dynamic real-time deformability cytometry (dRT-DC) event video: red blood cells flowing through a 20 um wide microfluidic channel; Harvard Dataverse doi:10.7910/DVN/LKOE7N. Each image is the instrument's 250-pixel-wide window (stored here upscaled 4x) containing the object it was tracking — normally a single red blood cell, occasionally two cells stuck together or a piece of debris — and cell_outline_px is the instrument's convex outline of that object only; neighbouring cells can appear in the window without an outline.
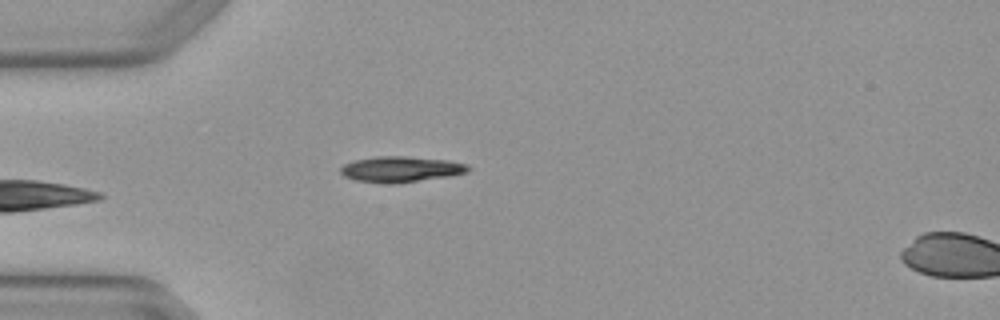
{"species": "Egyptian fruit bat (a non-hibernating species)", "species_latin": "Rousettus aegyptiacus", "temperature_condition": "warm", "stored_images_in_passage": 2, "camera_frame_rate_fps": 3000, "um_per_image_px": 0.085, "animal": {"sex": "female"}, "frame": {"image": 1, "passage_image": 2, "time_ms": 0.333, "image_size_px": [1000, 320], "cell_outline_px": [[472, 168], [468, 172], [452, 176], [400, 184], [380, 184], [352, 180], [344, 176], [340, 172], [340, 168], [344, 164], [356, 160], [380, 156], [404, 156], [448, 160], [468, 164]], "centroid_in_image_um": [34.1, 14.41], "position_along_channel_um": 50.9, "area_um2": 19.65}}